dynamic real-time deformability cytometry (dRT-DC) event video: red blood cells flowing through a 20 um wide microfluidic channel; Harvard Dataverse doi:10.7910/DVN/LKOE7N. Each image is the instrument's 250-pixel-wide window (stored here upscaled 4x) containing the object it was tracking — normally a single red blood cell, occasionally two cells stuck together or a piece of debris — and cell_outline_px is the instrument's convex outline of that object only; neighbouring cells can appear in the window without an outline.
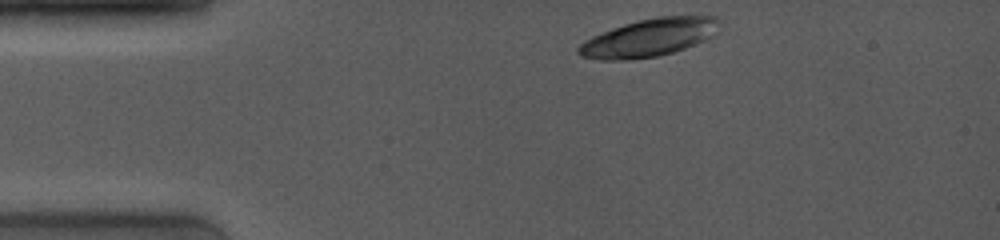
{"species": "common noctule bat (a hibernating species)", "species_latin": "Nyctalus noctula", "temperature_condition": "room temperature", "stored_images_in_passage": 6, "camera_frame_rate_fps": 4000, "um_per_image_px": 0.085, "animal": {"sex": "female", "body_mass_g": 19.0, "forearm_length_mm": 53.3}, "frame": {"image": 1, "passage_image": 1, "time_ms": 0.0, "image_size_px": [1000, 240], "cell_outline_px": [[724, 24], [712, 36], [704, 40], [684, 48], [672, 52], [656, 56], [628, 60], [600, 60], [580, 56], [576, 52], [576, 48], [584, 40], [592, 36], [612, 28], [624, 24], [656, 16], [700, 12], [716, 16]], "centroid_in_image_um": [55.27, 3.14], "position_along_channel_um": 29.7, "area_um2": 32.08}}